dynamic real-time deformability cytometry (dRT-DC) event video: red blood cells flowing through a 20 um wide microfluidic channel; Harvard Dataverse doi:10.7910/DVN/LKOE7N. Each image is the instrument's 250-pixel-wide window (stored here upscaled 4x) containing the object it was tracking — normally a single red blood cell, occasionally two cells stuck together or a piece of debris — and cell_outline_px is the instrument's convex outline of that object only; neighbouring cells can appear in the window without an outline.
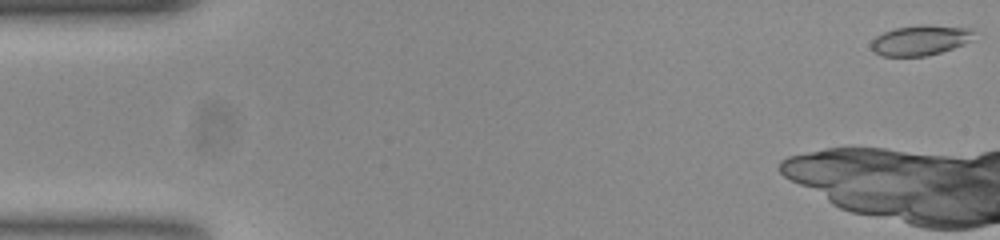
{"species": "common noctule bat (a hibernating species)", "species_latin": "Nyctalus noctula", "temperature_condition": "room temperature", "stored_images_in_passage": 49, "camera_frame_rate_fps": 3000, "um_per_image_px": 0.085, "animal": {"sex": "female", "body_mass_g": 23.0, "forearm_length_mm": 53.4}, "frame": {"image": 1, "passage_image": 1, "time_ms": 0.0, "image_size_px": [1000, 240], "cell_outline_px": [[972, 40], [964, 44], [940, 52], [924, 56], [880, 56], [872, 52], [872, 40], [876, 36], [884, 32], [896, 28], [920, 24], [928, 24], [972, 28]], "centroid_in_image_um": [78.21, 3.41], "position_along_channel_um": 6.8, "area_um2": 18.09}}